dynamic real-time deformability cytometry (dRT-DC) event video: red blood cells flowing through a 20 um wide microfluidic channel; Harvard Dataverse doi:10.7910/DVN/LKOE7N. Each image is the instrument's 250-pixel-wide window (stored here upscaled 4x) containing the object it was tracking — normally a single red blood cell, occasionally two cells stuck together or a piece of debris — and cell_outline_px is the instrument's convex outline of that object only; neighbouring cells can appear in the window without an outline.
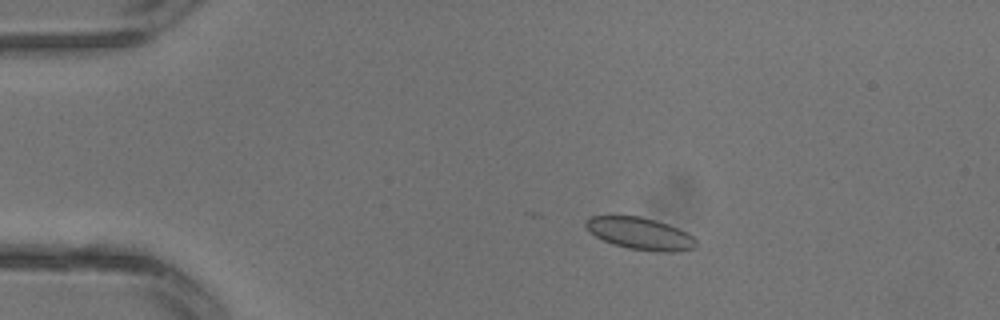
{"species": "common noctule bat (a hibernating species)", "species_latin": "Nyctalus noctula", "temperature_condition": "warm", "stored_images_in_passage": 1, "camera_frame_rate_fps": 3000, "um_per_image_px": 0.085, "animal": {"sex": "male", "body_mass_g": 13.3}, "frame": {"image": 1, "passage_image": 1, "time_ms": 0.0, "image_size_px": [1000, 320], "cell_outline_px": [[696, 248], [680, 252], [656, 252], [628, 248], [612, 244], [596, 236], [584, 224], [584, 220], [588, 216], [640, 216], [656, 220], [668, 224], [688, 232], [696, 240]], "centroid_in_image_um": [54.45, 19.86], "position_along_channel_um": 30.6, "area_um2": 20.81}}